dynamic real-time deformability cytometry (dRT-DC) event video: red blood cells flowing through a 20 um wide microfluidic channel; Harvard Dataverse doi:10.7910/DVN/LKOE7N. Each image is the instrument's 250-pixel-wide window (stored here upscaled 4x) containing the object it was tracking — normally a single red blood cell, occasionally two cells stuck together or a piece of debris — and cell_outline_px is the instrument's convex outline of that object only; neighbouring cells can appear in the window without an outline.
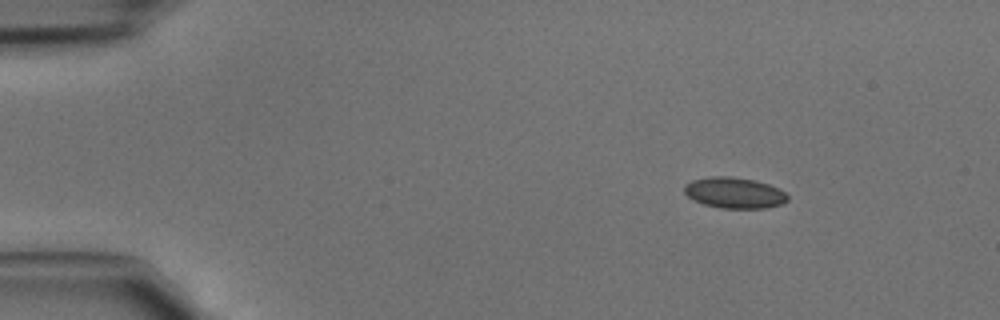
{"species": "common noctule bat (a hibernating species)", "species_latin": "Nyctalus noctula", "temperature_condition": "cold", "stored_images_in_passage": 40, "camera_frame_rate_fps": 3000, "um_per_image_px": 0.085, "animal": {"sex": "male", "body_mass_g": 15.6}, "frame": {"image": 1, "passage_image": 1, "time_ms": 0.0, "image_size_px": [1000, 320], "cell_outline_px": [[788, 200], [780, 204], [764, 208], [720, 208], [704, 204], [692, 200], [684, 192], [684, 184], [692, 180], [708, 176], [732, 176], [756, 180], [768, 184], [784, 192], [788, 196]], "centroid_in_image_um": [62.37, 16.38], "position_along_channel_um": 22.6, "area_um2": 18.67}}
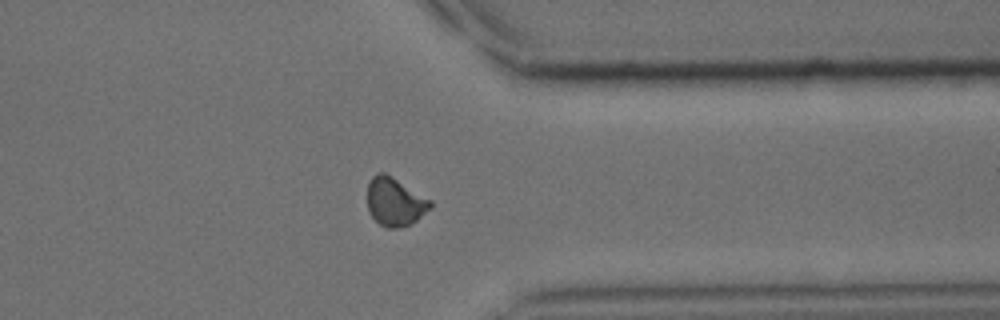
{"frame": {"image": 2, "passage_image": 31, "time_ms": 10.0, "image_size_px": [1000, 320], "cell_outline_px": [[432, 208], [416, 220], [400, 228], [388, 228], [380, 224], [368, 212], [368, 180], [372, 176], [380, 172], [384, 172], [392, 176], [432, 200]], "centroid_in_image_um": [33.57, 17.14], "position_along_channel_um": 377.8, "area_um2": 17.8}}
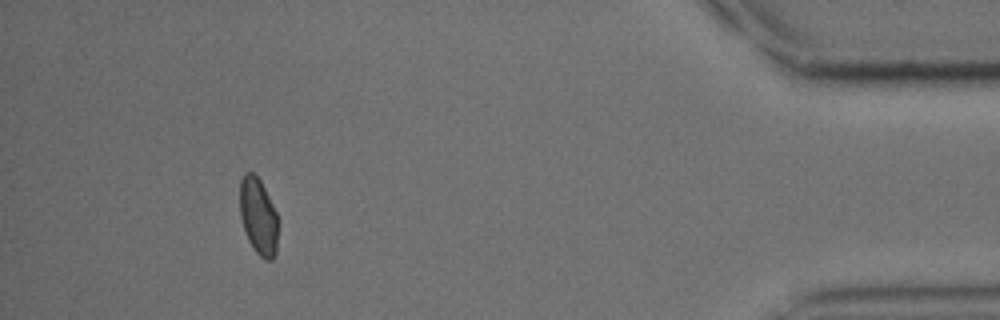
{"frame": {"image": 3, "passage_image": 37, "time_ms": 12.0, "image_size_px": [1000, 320], "cell_outline_px": [[280, 220], [276, 252], [272, 260], [264, 260], [256, 252], [248, 240], [240, 216], [240, 180], [244, 172], [252, 172], [260, 180]], "centroid_in_image_um": [21.98, 18.41], "position_along_channel_um": 413.2, "area_um2": 17.34}}